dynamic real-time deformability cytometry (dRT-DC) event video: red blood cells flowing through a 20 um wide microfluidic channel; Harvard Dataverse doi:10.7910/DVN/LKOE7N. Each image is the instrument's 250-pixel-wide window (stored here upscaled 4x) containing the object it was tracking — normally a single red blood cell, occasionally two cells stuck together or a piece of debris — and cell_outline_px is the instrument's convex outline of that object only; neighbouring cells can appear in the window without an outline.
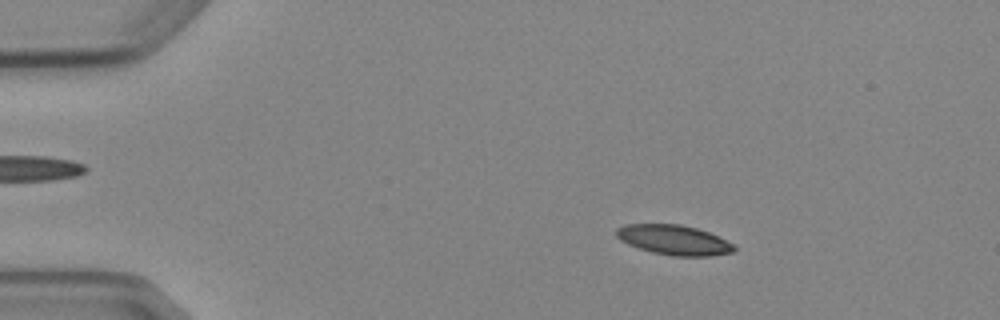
{"species": "Egyptian fruit bat (a non-hibernating species)", "species_latin": "Rousettus aegyptiacus", "temperature_condition": "cold", "stored_images_in_passage": 4, "camera_frame_rate_fps": 3000, "um_per_image_px": 0.085, "animal": {"sex": "female"}, "frame": {"image": 1, "passage_image": 2, "time_ms": 2.0, "image_size_px": [1000, 320], "cell_outline_px": [[736, 248], [732, 252], [712, 256], [672, 256], [652, 252], [628, 244], [620, 240], [616, 236], [616, 228], [624, 224], [680, 224], [696, 228], [708, 232], [732, 244]], "centroid_in_image_um": [57.24, 20.39], "position_along_channel_um": 27.8, "area_um2": 20.35}}